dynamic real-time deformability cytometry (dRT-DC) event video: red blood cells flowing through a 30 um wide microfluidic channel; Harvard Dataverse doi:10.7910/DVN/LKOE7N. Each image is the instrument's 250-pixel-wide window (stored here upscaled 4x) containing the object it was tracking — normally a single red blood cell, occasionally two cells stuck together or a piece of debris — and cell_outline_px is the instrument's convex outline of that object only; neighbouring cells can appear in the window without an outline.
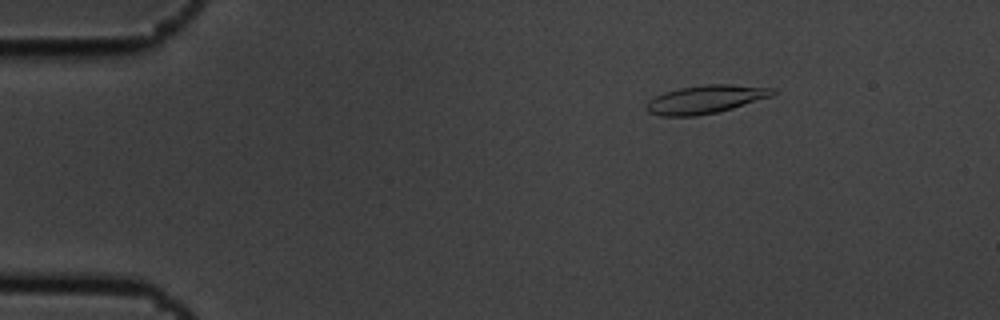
{"species": "common noctule bat (a hibernating species)", "species_latin": "Nyctalus noctula", "temperature_condition": "cold", "stored_images_in_passage": 5, "camera_frame_rate_fps": 3000, "um_per_image_px": 0.085, "animal": {"sex": "male", "body_mass_g": 19.5, "forearm_length_mm": 54.6}, "frame": {"image": 1, "passage_image": 2, "time_ms": 0.333, "image_size_px": [1000, 320], "cell_outline_px": [[776, 92], [772, 96], [732, 108], [716, 112], [696, 116], [660, 116], [648, 112], [644, 108], [644, 104], [648, 100], [664, 92], [680, 88], [704, 84], [732, 84], [776, 88]], "centroid_in_image_um": [59.94, 8.44], "position_along_channel_um": 25.1, "area_um2": 20.92}}